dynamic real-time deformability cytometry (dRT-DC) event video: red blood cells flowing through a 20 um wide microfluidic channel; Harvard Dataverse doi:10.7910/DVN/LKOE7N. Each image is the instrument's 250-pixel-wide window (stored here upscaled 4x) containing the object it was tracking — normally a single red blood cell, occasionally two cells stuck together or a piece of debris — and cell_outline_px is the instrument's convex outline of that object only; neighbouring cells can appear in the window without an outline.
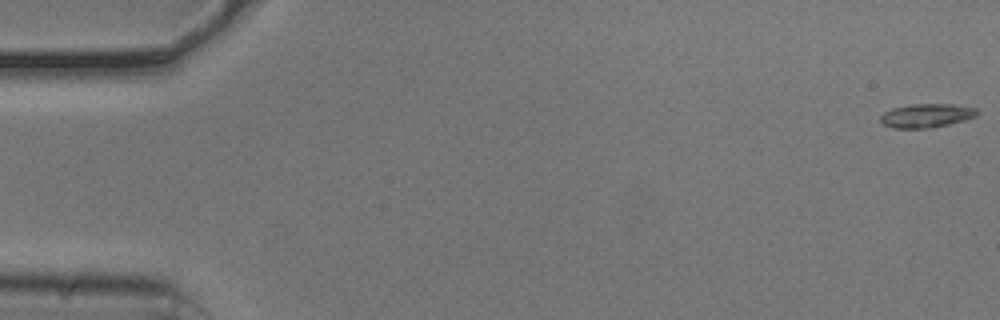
{"species": "common noctule bat (a hibernating species)", "species_latin": "Nyctalus noctula", "temperature_condition": "cold", "stored_images_in_passage": 54, "camera_frame_rate_fps": 3000, "um_per_image_px": 0.085, "animal": {"sex": "male", "body_mass_g": 20.5, "forearm_length_mm": 52.5}, "frame": {"image": 1, "passage_image": 1, "time_ms": 0.0, "image_size_px": [1000, 320], "cell_outline_px": [[980, 112], [976, 116], [964, 120], [932, 128], [892, 128], [884, 124], [880, 120], [880, 116], [884, 112], [892, 108], [912, 104], [952, 104], [976, 108]], "centroid_in_image_um": [78.75, 9.82], "position_along_channel_um": 6.2, "area_um2": 13.41}}
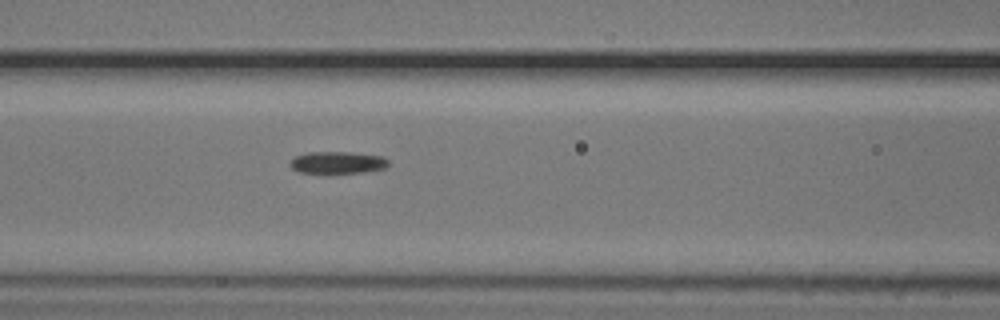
{"frame": {"image": 2, "passage_image": 23, "time_ms": 7.333, "image_size_px": [1000, 320], "cell_outline_px": [[388, 164], [384, 168], [364, 172], [328, 176], [324, 176], [296, 172], [288, 164], [296, 156], [308, 152], [348, 152], [384, 156], [388, 160]], "centroid_in_image_um": [28.63, 13.87], "position_along_channel_um": 138.0, "area_um2": 13.47}}
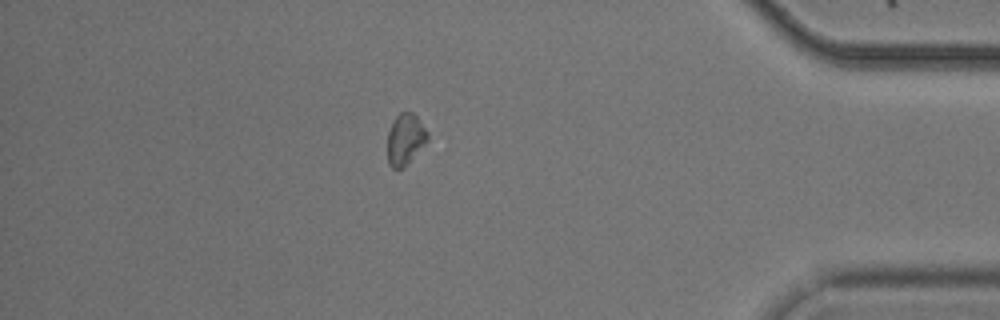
{"frame": {"image": 3, "passage_image": 47, "time_ms": 15.333, "image_size_px": [1000, 320], "cell_outline_px": [[428, 140], [404, 168], [392, 168], [388, 164], [388, 132], [392, 120], [400, 112], [412, 112], [416, 116], [428, 132]], "centroid_in_image_um": [34.44, 11.83], "position_along_channel_um": 400.8, "area_um2": 11.96}}